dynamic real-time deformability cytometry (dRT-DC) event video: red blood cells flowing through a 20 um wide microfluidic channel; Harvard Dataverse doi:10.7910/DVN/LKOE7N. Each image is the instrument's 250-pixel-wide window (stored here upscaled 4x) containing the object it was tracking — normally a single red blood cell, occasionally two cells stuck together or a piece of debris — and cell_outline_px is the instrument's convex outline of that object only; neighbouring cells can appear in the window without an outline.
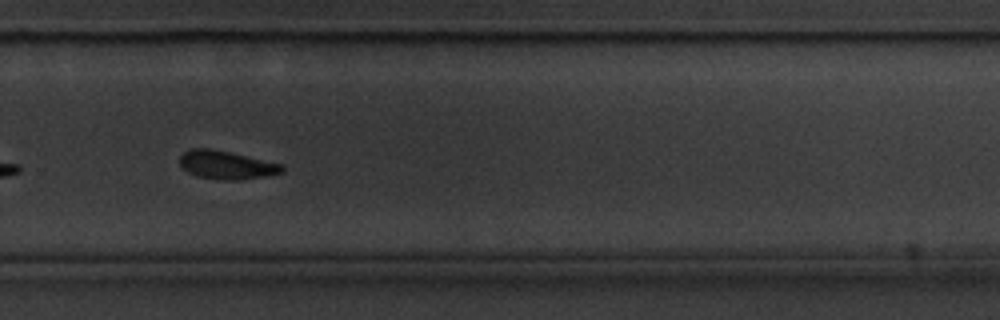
{"species": "common noctule bat (a hibernating species)", "species_latin": "Nyctalus noctula", "temperature_condition": "cold", "stored_images_in_passage": 27, "camera_frame_rate_fps": 3000, "um_per_image_px": 0.085, "animal": {"sex": "male", "body_mass_g": 20.1, "forearm_length_mm": 53.5}, "frame": {"image": 1, "passage_image": 23, "time_ms": 7.333, "image_size_px": [1000, 320], "cell_outline_px": [[284, 172], [264, 176], [236, 180], [220, 180], [196, 176], [188, 172], [180, 164], [180, 156], [184, 152], [192, 148], [212, 148], [284, 164]], "centroid_in_image_um": [19.26, 14.01], "position_along_channel_um": 310.5, "area_um2": 16.94}}